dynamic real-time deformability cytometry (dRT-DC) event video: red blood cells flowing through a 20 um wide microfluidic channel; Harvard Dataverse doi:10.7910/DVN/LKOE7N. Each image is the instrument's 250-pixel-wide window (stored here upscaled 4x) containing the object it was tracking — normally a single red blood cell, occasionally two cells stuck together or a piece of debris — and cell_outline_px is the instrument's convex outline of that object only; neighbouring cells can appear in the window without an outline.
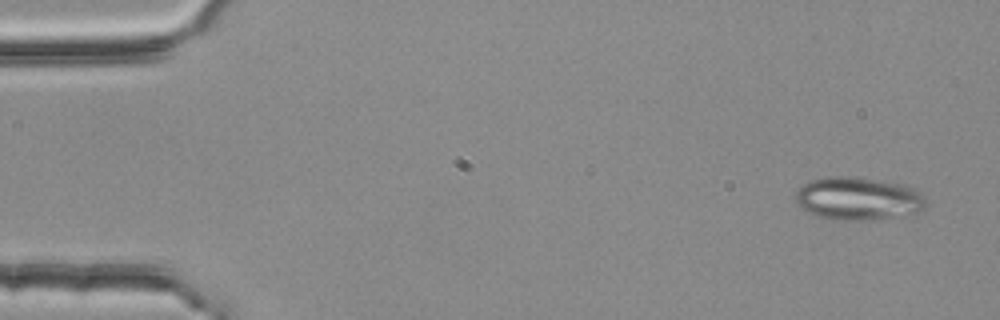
{"species": "common noctule bat (a hibernating species)", "species_latin": "Nyctalus noctula", "temperature_condition": "room temperature", "stored_images_in_passage": 6, "camera_frame_rate_fps": 3000, "um_per_image_px": 0.085, "animal": {"sex": "female", "body_mass_g": 25.1}, "frame": {"image": 1, "passage_image": 1, "time_ms": 0.0, "image_size_px": [1000, 320], "cell_outline_px": [[928, 204], [920, 212], [904, 216], [864, 220], [836, 220], [816, 216], [808, 212], [796, 204], [796, 192], [808, 180], [824, 176], [848, 176], [904, 184], [920, 192], [924, 196]], "centroid_in_image_um": [72.95, 16.88], "position_along_channel_um": 12.0, "area_um2": 33.0}}